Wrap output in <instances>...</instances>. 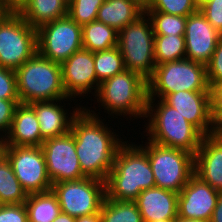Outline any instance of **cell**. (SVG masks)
Returning <instances> with one entry per match:
<instances>
[{
    "mask_svg": "<svg viewBox=\"0 0 222 222\" xmlns=\"http://www.w3.org/2000/svg\"><path fill=\"white\" fill-rule=\"evenodd\" d=\"M96 113L83 107L73 118L70 131L75 139L82 173L86 177L105 182L113 167L117 150L125 141L121 137L119 139L113 128L111 130L104 118Z\"/></svg>",
    "mask_w": 222,
    "mask_h": 222,
    "instance_id": "cell-1",
    "label": "cell"
},
{
    "mask_svg": "<svg viewBox=\"0 0 222 222\" xmlns=\"http://www.w3.org/2000/svg\"><path fill=\"white\" fill-rule=\"evenodd\" d=\"M128 142L118 148L105 181L108 199L135 201L143 190L156 186L147 153L135 142Z\"/></svg>",
    "mask_w": 222,
    "mask_h": 222,
    "instance_id": "cell-2",
    "label": "cell"
},
{
    "mask_svg": "<svg viewBox=\"0 0 222 222\" xmlns=\"http://www.w3.org/2000/svg\"><path fill=\"white\" fill-rule=\"evenodd\" d=\"M158 100L147 99L145 118L148 119L144 131L147 139L161 146L181 149L195 155L204 135L176 109L162 99Z\"/></svg>",
    "mask_w": 222,
    "mask_h": 222,
    "instance_id": "cell-3",
    "label": "cell"
},
{
    "mask_svg": "<svg viewBox=\"0 0 222 222\" xmlns=\"http://www.w3.org/2000/svg\"><path fill=\"white\" fill-rule=\"evenodd\" d=\"M97 99L101 108L106 113H110L118 119V116L134 119H145L146 103L148 99V84L141 75L130 70H124L122 73L114 75L112 78L103 81L97 94Z\"/></svg>",
    "mask_w": 222,
    "mask_h": 222,
    "instance_id": "cell-4",
    "label": "cell"
},
{
    "mask_svg": "<svg viewBox=\"0 0 222 222\" xmlns=\"http://www.w3.org/2000/svg\"><path fill=\"white\" fill-rule=\"evenodd\" d=\"M15 72L20 103L31 104L69 97L62 82L61 64L48 60L38 52Z\"/></svg>",
    "mask_w": 222,
    "mask_h": 222,
    "instance_id": "cell-5",
    "label": "cell"
},
{
    "mask_svg": "<svg viewBox=\"0 0 222 222\" xmlns=\"http://www.w3.org/2000/svg\"><path fill=\"white\" fill-rule=\"evenodd\" d=\"M147 84L148 98L156 100L179 91H210L206 66L187 58L156 65Z\"/></svg>",
    "mask_w": 222,
    "mask_h": 222,
    "instance_id": "cell-6",
    "label": "cell"
},
{
    "mask_svg": "<svg viewBox=\"0 0 222 222\" xmlns=\"http://www.w3.org/2000/svg\"><path fill=\"white\" fill-rule=\"evenodd\" d=\"M154 32L150 18L144 12L118 32V47L126 70L149 80L155 71Z\"/></svg>",
    "mask_w": 222,
    "mask_h": 222,
    "instance_id": "cell-7",
    "label": "cell"
},
{
    "mask_svg": "<svg viewBox=\"0 0 222 222\" xmlns=\"http://www.w3.org/2000/svg\"><path fill=\"white\" fill-rule=\"evenodd\" d=\"M139 146L148 155L156 187L179 193L194 174V155L150 140Z\"/></svg>",
    "mask_w": 222,
    "mask_h": 222,
    "instance_id": "cell-8",
    "label": "cell"
},
{
    "mask_svg": "<svg viewBox=\"0 0 222 222\" xmlns=\"http://www.w3.org/2000/svg\"><path fill=\"white\" fill-rule=\"evenodd\" d=\"M37 52V29L20 13H10L0 23V66L16 70Z\"/></svg>",
    "mask_w": 222,
    "mask_h": 222,
    "instance_id": "cell-9",
    "label": "cell"
},
{
    "mask_svg": "<svg viewBox=\"0 0 222 222\" xmlns=\"http://www.w3.org/2000/svg\"><path fill=\"white\" fill-rule=\"evenodd\" d=\"M61 212L74 218L100 212L106 197L105 182L92 177L52 184Z\"/></svg>",
    "mask_w": 222,
    "mask_h": 222,
    "instance_id": "cell-10",
    "label": "cell"
},
{
    "mask_svg": "<svg viewBox=\"0 0 222 222\" xmlns=\"http://www.w3.org/2000/svg\"><path fill=\"white\" fill-rule=\"evenodd\" d=\"M81 48L82 26L68 15L37 29V52L48 60L62 64Z\"/></svg>",
    "mask_w": 222,
    "mask_h": 222,
    "instance_id": "cell-11",
    "label": "cell"
},
{
    "mask_svg": "<svg viewBox=\"0 0 222 222\" xmlns=\"http://www.w3.org/2000/svg\"><path fill=\"white\" fill-rule=\"evenodd\" d=\"M6 158L27 194L52 189L41 146H8Z\"/></svg>",
    "mask_w": 222,
    "mask_h": 222,
    "instance_id": "cell-12",
    "label": "cell"
},
{
    "mask_svg": "<svg viewBox=\"0 0 222 222\" xmlns=\"http://www.w3.org/2000/svg\"><path fill=\"white\" fill-rule=\"evenodd\" d=\"M41 148L52 184L86 177L81 171L75 149V139L71 131L44 140Z\"/></svg>",
    "mask_w": 222,
    "mask_h": 222,
    "instance_id": "cell-13",
    "label": "cell"
},
{
    "mask_svg": "<svg viewBox=\"0 0 222 222\" xmlns=\"http://www.w3.org/2000/svg\"><path fill=\"white\" fill-rule=\"evenodd\" d=\"M204 136L214 133L211 91H179L162 99Z\"/></svg>",
    "mask_w": 222,
    "mask_h": 222,
    "instance_id": "cell-14",
    "label": "cell"
},
{
    "mask_svg": "<svg viewBox=\"0 0 222 222\" xmlns=\"http://www.w3.org/2000/svg\"><path fill=\"white\" fill-rule=\"evenodd\" d=\"M61 69L63 86L69 97L74 99L85 97L92 90H94L93 96L97 94L93 52L81 48L61 64Z\"/></svg>",
    "mask_w": 222,
    "mask_h": 222,
    "instance_id": "cell-15",
    "label": "cell"
},
{
    "mask_svg": "<svg viewBox=\"0 0 222 222\" xmlns=\"http://www.w3.org/2000/svg\"><path fill=\"white\" fill-rule=\"evenodd\" d=\"M222 34L218 32L198 9L187 16L184 33L186 58L205 66L211 60Z\"/></svg>",
    "mask_w": 222,
    "mask_h": 222,
    "instance_id": "cell-16",
    "label": "cell"
},
{
    "mask_svg": "<svg viewBox=\"0 0 222 222\" xmlns=\"http://www.w3.org/2000/svg\"><path fill=\"white\" fill-rule=\"evenodd\" d=\"M220 192L193 174L178 193V216L210 221Z\"/></svg>",
    "mask_w": 222,
    "mask_h": 222,
    "instance_id": "cell-17",
    "label": "cell"
},
{
    "mask_svg": "<svg viewBox=\"0 0 222 222\" xmlns=\"http://www.w3.org/2000/svg\"><path fill=\"white\" fill-rule=\"evenodd\" d=\"M74 98L58 99L54 101L33 102L29 104L35 111L41 137L43 140L54 138L68 133L71 129V123L76 114L83 108L82 105L72 107L71 114H67V110L61 101H71ZM60 102V103H59ZM66 109V110H65Z\"/></svg>",
    "mask_w": 222,
    "mask_h": 222,
    "instance_id": "cell-18",
    "label": "cell"
},
{
    "mask_svg": "<svg viewBox=\"0 0 222 222\" xmlns=\"http://www.w3.org/2000/svg\"><path fill=\"white\" fill-rule=\"evenodd\" d=\"M194 174L222 192V136L212 133L203 137L194 155Z\"/></svg>",
    "mask_w": 222,
    "mask_h": 222,
    "instance_id": "cell-19",
    "label": "cell"
},
{
    "mask_svg": "<svg viewBox=\"0 0 222 222\" xmlns=\"http://www.w3.org/2000/svg\"><path fill=\"white\" fill-rule=\"evenodd\" d=\"M135 203L143 222L175 219L178 216V193L156 186L143 190Z\"/></svg>",
    "mask_w": 222,
    "mask_h": 222,
    "instance_id": "cell-20",
    "label": "cell"
},
{
    "mask_svg": "<svg viewBox=\"0 0 222 222\" xmlns=\"http://www.w3.org/2000/svg\"><path fill=\"white\" fill-rule=\"evenodd\" d=\"M8 146H41L43 139L34 109L29 104L16 106L11 127L5 135Z\"/></svg>",
    "mask_w": 222,
    "mask_h": 222,
    "instance_id": "cell-21",
    "label": "cell"
},
{
    "mask_svg": "<svg viewBox=\"0 0 222 222\" xmlns=\"http://www.w3.org/2000/svg\"><path fill=\"white\" fill-rule=\"evenodd\" d=\"M143 13L131 0H105L98 10L96 20L119 32Z\"/></svg>",
    "mask_w": 222,
    "mask_h": 222,
    "instance_id": "cell-22",
    "label": "cell"
},
{
    "mask_svg": "<svg viewBox=\"0 0 222 222\" xmlns=\"http://www.w3.org/2000/svg\"><path fill=\"white\" fill-rule=\"evenodd\" d=\"M20 14L33 28L38 29L66 16L67 6L61 0H30Z\"/></svg>",
    "mask_w": 222,
    "mask_h": 222,
    "instance_id": "cell-23",
    "label": "cell"
},
{
    "mask_svg": "<svg viewBox=\"0 0 222 222\" xmlns=\"http://www.w3.org/2000/svg\"><path fill=\"white\" fill-rule=\"evenodd\" d=\"M24 204L28 213V222H52L61 213L57 196L52 189L28 194Z\"/></svg>",
    "mask_w": 222,
    "mask_h": 222,
    "instance_id": "cell-24",
    "label": "cell"
},
{
    "mask_svg": "<svg viewBox=\"0 0 222 222\" xmlns=\"http://www.w3.org/2000/svg\"><path fill=\"white\" fill-rule=\"evenodd\" d=\"M82 45L91 52L108 50L118 46V32L99 21L82 26Z\"/></svg>",
    "mask_w": 222,
    "mask_h": 222,
    "instance_id": "cell-25",
    "label": "cell"
},
{
    "mask_svg": "<svg viewBox=\"0 0 222 222\" xmlns=\"http://www.w3.org/2000/svg\"><path fill=\"white\" fill-rule=\"evenodd\" d=\"M28 194L13 172L7 158L0 162V203L2 205L24 204Z\"/></svg>",
    "mask_w": 222,
    "mask_h": 222,
    "instance_id": "cell-26",
    "label": "cell"
},
{
    "mask_svg": "<svg viewBox=\"0 0 222 222\" xmlns=\"http://www.w3.org/2000/svg\"><path fill=\"white\" fill-rule=\"evenodd\" d=\"M184 35H155L154 58L155 65L177 61L186 58Z\"/></svg>",
    "mask_w": 222,
    "mask_h": 222,
    "instance_id": "cell-27",
    "label": "cell"
},
{
    "mask_svg": "<svg viewBox=\"0 0 222 222\" xmlns=\"http://www.w3.org/2000/svg\"><path fill=\"white\" fill-rule=\"evenodd\" d=\"M100 215L102 222H143L135 201H120L105 197Z\"/></svg>",
    "mask_w": 222,
    "mask_h": 222,
    "instance_id": "cell-28",
    "label": "cell"
},
{
    "mask_svg": "<svg viewBox=\"0 0 222 222\" xmlns=\"http://www.w3.org/2000/svg\"><path fill=\"white\" fill-rule=\"evenodd\" d=\"M97 76V91L100 84L125 70L124 61L118 46L108 50L93 52Z\"/></svg>",
    "mask_w": 222,
    "mask_h": 222,
    "instance_id": "cell-29",
    "label": "cell"
},
{
    "mask_svg": "<svg viewBox=\"0 0 222 222\" xmlns=\"http://www.w3.org/2000/svg\"><path fill=\"white\" fill-rule=\"evenodd\" d=\"M146 14L151 20L155 35H184L187 17L162 12H146Z\"/></svg>",
    "mask_w": 222,
    "mask_h": 222,
    "instance_id": "cell-30",
    "label": "cell"
},
{
    "mask_svg": "<svg viewBox=\"0 0 222 222\" xmlns=\"http://www.w3.org/2000/svg\"><path fill=\"white\" fill-rule=\"evenodd\" d=\"M105 0H71L67 15L78 25L83 26L96 21L97 13Z\"/></svg>",
    "mask_w": 222,
    "mask_h": 222,
    "instance_id": "cell-31",
    "label": "cell"
},
{
    "mask_svg": "<svg viewBox=\"0 0 222 222\" xmlns=\"http://www.w3.org/2000/svg\"><path fill=\"white\" fill-rule=\"evenodd\" d=\"M199 9L196 0H152L146 12H162L187 17Z\"/></svg>",
    "mask_w": 222,
    "mask_h": 222,
    "instance_id": "cell-32",
    "label": "cell"
},
{
    "mask_svg": "<svg viewBox=\"0 0 222 222\" xmlns=\"http://www.w3.org/2000/svg\"><path fill=\"white\" fill-rule=\"evenodd\" d=\"M0 99L20 100L16 72L0 66Z\"/></svg>",
    "mask_w": 222,
    "mask_h": 222,
    "instance_id": "cell-33",
    "label": "cell"
},
{
    "mask_svg": "<svg viewBox=\"0 0 222 222\" xmlns=\"http://www.w3.org/2000/svg\"><path fill=\"white\" fill-rule=\"evenodd\" d=\"M207 80L210 89L222 83V37L219 39L211 60L206 65Z\"/></svg>",
    "mask_w": 222,
    "mask_h": 222,
    "instance_id": "cell-34",
    "label": "cell"
},
{
    "mask_svg": "<svg viewBox=\"0 0 222 222\" xmlns=\"http://www.w3.org/2000/svg\"><path fill=\"white\" fill-rule=\"evenodd\" d=\"M199 10L207 21L222 34V0H205L199 4Z\"/></svg>",
    "mask_w": 222,
    "mask_h": 222,
    "instance_id": "cell-35",
    "label": "cell"
},
{
    "mask_svg": "<svg viewBox=\"0 0 222 222\" xmlns=\"http://www.w3.org/2000/svg\"><path fill=\"white\" fill-rule=\"evenodd\" d=\"M0 222H28L25 204H9L0 207Z\"/></svg>",
    "mask_w": 222,
    "mask_h": 222,
    "instance_id": "cell-36",
    "label": "cell"
},
{
    "mask_svg": "<svg viewBox=\"0 0 222 222\" xmlns=\"http://www.w3.org/2000/svg\"><path fill=\"white\" fill-rule=\"evenodd\" d=\"M20 104V100L0 99V134L6 135L11 127L13 115L16 106Z\"/></svg>",
    "mask_w": 222,
    "mask_h": 222,
    "instance_id": "cell-37",
    "label": "cell"
},
{
    "mask_svg": "<svg viewBox=\"0 0 222 222\" xmlns=\"http://www.w3.org/2000/svg\"><path fill=\"white\" fill-rule=\"evenodd\" d=\"M210 91L212 109H222V83L214 85Z\"/></svg>",
    "mask_w": 222,
    "mask_h": 222,
    "instance_id": "cell-38",
    "label": "cell"
},
{
    "mask_svg": "<svg viewBox=\"0 0 222 222\" xmlns=\"http://www.w3.org/2000/svg\"><path fill=\"white\" fill-rule=\"evenodd\" d=\"M11 13H20L30 0H2Z\"/></svg>",
    "mask_w": 222,
    "mask_h": 222,
    "instance_id": "cell-39",
    "label": "cell"
},
{
    "mask_svg": "<svg viewBox=\"0 0 222 222\" xmlns=\"http://www.w3.org/2000/svg\"><path fill=\"white\" fill-rule=\"evenodd\" d=\"M214 117V133L222 136V109H212Z\"/></svg>",
    "mask_w": 222,
    "mask_h": 222,
    "instance_id": "cell-40",
    "label": "cell"
},
{
    "mask_svg": "<svg viewBox=\"0 0 222 222\" xmlns=\"http://www.w3.org/2000/svg\"><path fill=\"white\" fill-rule=\"evenodd\" d=\"M210 222H222V192L219 194L217 205L213 211Z\"/></svg>",
    "mask_w": 222,
    "mask_h": 222,
    "instance_id": "cell-41",
    "label": "cell"
},
{
    "mask_svg": "<svg viewBox=\"0 0 222 222\" xmlns=\"http://www.w3.org/2000/svg\"><path fill=\"white\" fill-rule=\"evenodd\" d=\"M76 222H102V218L99 212L88 216H80L76 218Z\"/></svg>",
    "mask_w": 222,
    "mask_h": 222,
    "instance_id": "cell-42",
    "label": "cell"
},
{
    "mask_svg": "<svg viewBox=\"0 0 222 222\" xmlns=\"http://www.w3.org/2000/svg\"><path fill=\"white\" fill-rule=\"evenodd\" d=\"M7 148L8 142L6 141L5 135L0 134V162L6 158Z\"/></svg>",
    "mask_w": 222,
    "mask_h": 222,
    "instance_id": "cell-43",
    "label": "cell"
},
{
    "mask_svg": "<svg viewBox=\"0 0 222 222\" xmlns=\"http://www.w3.org/2000/svg\"><path fill=\"white\" fill-rule=\"evenodd\" d=\"M52 222H76V218L61 212Z\"/></svg>",
    "mask_w": 222,
    "mask_h": 222,
    "instance_id": "cell-44",
    "label": "cell"
},
{
    "mask_svg": "<svg viewBox=\"0 0 222 222\" xmlns=\"http://www.w3.org/2000/svg\"><path fill=\"white\" fill-rule=\"evenodd\" d=\"M134 4H136L139 8H141L144 12H146L152 2V0H131Z\"/></svg>",
    "mask_w": 222,
    "mask_h": 222,
    "instance_id": "cell-45",
    "label": "cell"
},
{
    "mask_svg": "<svg viewBox=\"0 0 222 222\" xmlns=\"http://www.w3.org/2000/svg\"><path fill=\"white\" fill-rule=\"evenodd\" d=\"M11 12L4 6L3 1L0 0V23L8 16Z\"/></svg>",
    "mask_w": 222,
    "mask_h": 222,
    "instance_id": "cell-46",
    "label": "cell"
},
{
    "mask_svg": "<svg viewBox=\"0 0 222 222\" xmlns=\"http://www.w3.org/2000/svg\"><path fill=\"white\" fill-rule=\"evenodd\" d=\"M174 222H210V221L200 220V219L184 218V217L177 216L174 219Z\"/></svg>",
    "mask_w": 222,
    "mask_h": 222,
    "instance_id": "cell-47",
    "label": "cell"
},
{
    "mask_svg": "<svg viewBox=\"0 0 222 222\" xmlns=\"http://www.w3.org/2000/svg\"><path fill=\"white\" fill-rule=\"evenodd\" d=\"M153 222H174V219H165V220L153 221Z\"/></svg>",
    "mask_w": 222,
    "mask_h": 222,
    "instance_id": "cell-48",
    "label": "cell"
},
{
    "mask_svg": "<svg viewBox=\"0 0 222 222\" xmlns=\"http://www.w3.org/2000/svg\"><path fill=\"white\" fill-rule=\"evenodd\" d=\"M67 7L69 5V3L71 2V0H61Z\"/></svg>",
    "mask_w": 222,
    "mask_h": 222,
    "instance_id": "cell-49",
    "label": "cell"
},
{
    "mask_svg": "<svg viewBox=\"0 0 222 222\" xmlns=\"http://www.w3.org/2000/svg\"><path fill=\"white\" fill-rule=\"evenodd\" d=\"M203 1H205V0H196V2H197L198 4L202 3Z\"/></svg>",
    "mask_w": 222,
    "mask_h": 222,
    "instance_id": "cell-50",
    "label": "cell"
}]
</instances>
